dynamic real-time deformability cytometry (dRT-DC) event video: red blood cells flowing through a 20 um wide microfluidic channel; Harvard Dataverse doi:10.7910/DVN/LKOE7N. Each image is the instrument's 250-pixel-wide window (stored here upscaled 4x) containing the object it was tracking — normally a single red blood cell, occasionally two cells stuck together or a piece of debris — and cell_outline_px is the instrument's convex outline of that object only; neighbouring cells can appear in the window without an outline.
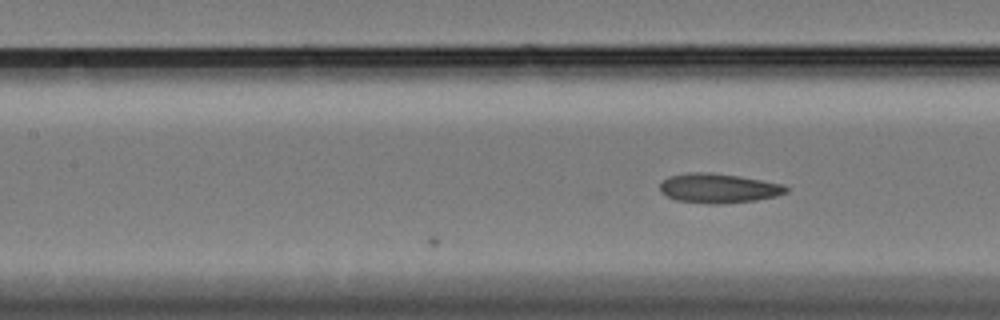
{"species": "Egyptian fruit bat (a non-hibernating species)", "species_latin": "Rousettus aegyptiacus", "temperature_condition": "cold", "stored_images_in_passage": 10, "camera_frame_rate_fps": 3000, "um_per_image_px": 0.085, "animal": {"sex": "female"}, "frame": {"image": 1, "passage_image": 10, "time_ms": 3.0, "image_size_px": [1000, 320], "cell_outline_px": [[788, 192], [776, 196], [756, 200], [720, 204], [708, 204], [676, 200], [660, 192], [660, 184], [668, 176], [692, 172], [708, 172], [736, 176], [784, 184], [788, 188]], "centroid_in_image_um": [61.06, 16.01], "position_along_channel_um": 146.3, "area_um2": 21.56}}